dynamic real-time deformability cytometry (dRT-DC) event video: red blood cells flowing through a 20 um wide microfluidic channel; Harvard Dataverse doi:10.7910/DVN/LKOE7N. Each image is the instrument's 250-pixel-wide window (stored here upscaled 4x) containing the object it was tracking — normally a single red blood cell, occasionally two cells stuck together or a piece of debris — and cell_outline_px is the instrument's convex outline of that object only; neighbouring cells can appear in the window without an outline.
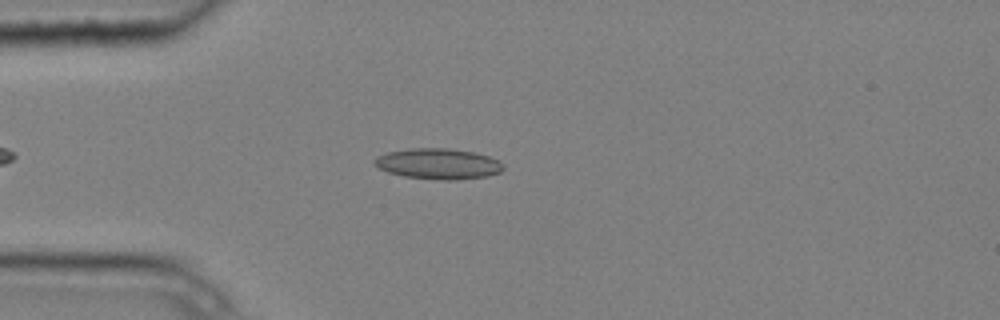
{"species": "common noctule bat (a hibernating species)", "species_latin": "Nyctalus noctula", "temperature_condition": "cold", "stored_images_in_passage": 3, "camera_frame_rate_fps": 3000, "um_per_image_px": 0.085, "animal": {"sex": "male", "body_mass_g": 20.4}, "frame": {"image": 1, "passage_image": 3, "time_ms": 0.667, "image_size_px": [1000, 320], "cell_outline_px": [[504, 168], [500, 172], [488, 176], [456, 180], [440, 180], [404, 176], [388, 172], [372, 164], [372, 160], [376, 156], [388, 152], [412, 148], [448, 148], [476, 152], [488, 156], [504, 164]], "centroid_in_image_um": [37.24, 13.92], "position_along_channel_um": 47.8, "area_um2": 23.18}}